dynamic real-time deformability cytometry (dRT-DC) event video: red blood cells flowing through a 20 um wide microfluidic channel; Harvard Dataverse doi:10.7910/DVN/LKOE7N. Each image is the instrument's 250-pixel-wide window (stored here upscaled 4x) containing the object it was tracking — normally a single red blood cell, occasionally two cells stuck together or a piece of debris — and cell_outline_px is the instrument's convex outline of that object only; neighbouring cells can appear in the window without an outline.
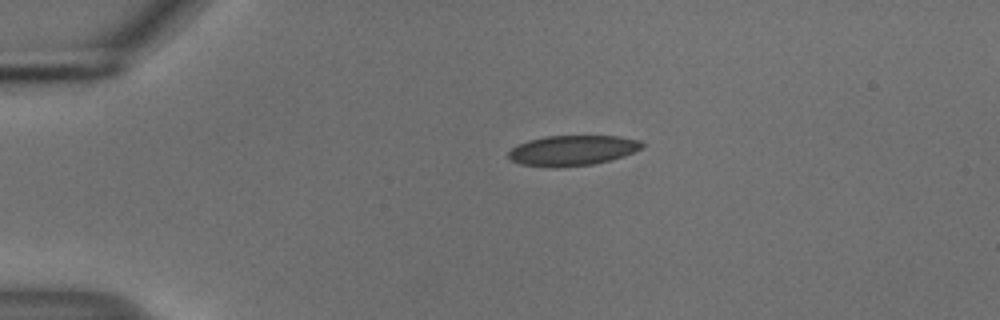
{"species": "common noctule bat (a hibernating species)", "species_latin": "Nyctalus noctula", "temperature_condition": "cold", "stored_images_in_passage": 43, "camera_frame_rate_fps": 3000, "um_per_image_px": 0.085, "animal": {"sex": "male", "body_mass_g": 18.8}, "frame": {"image": 1, "passage_image": 1, "time_ms": 0.0, "image_size_px": [1000, 320], "cell_outline_px": [[644, 148], [624, 156], [592, 164], [556, 168], [520, 164], [512, 160], [508, 156], [508, 152], [516, 144], [528, 140], [544, 136], [620, 136], [640, 140], [644, 144]], "centroid_in_image_um": [48.66, 12.78], "position_along_channel_um": 36.3, "area_um2": 23.7}}
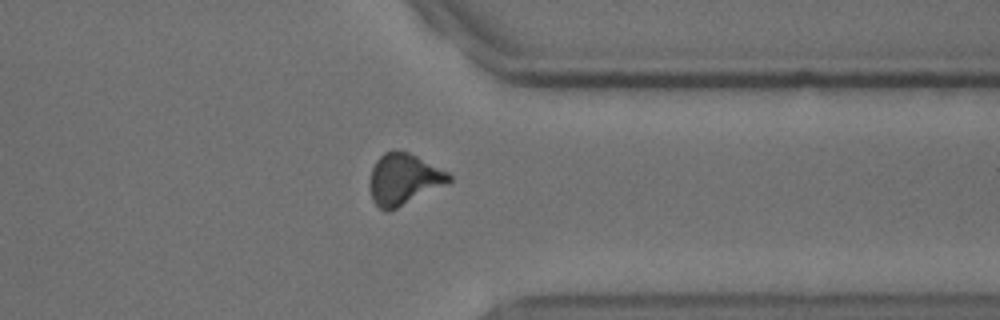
{"frame": {"image": 2, "passage_image": 32, "time_ms": 10.333, "image_size_px": [1000, 320], "cell_outline_px": [[452, 180], [448, 184], [388, 212], [384, 212], [372, 200], [368, 184], [372, 168], [376, 160], [384, 152], [408, 152], [448, 172], [452, 176]], "centroid_in_image_um": [34.3, 15.26], "position_along_channel_um": 377.1, "area_um2": 23.58}}
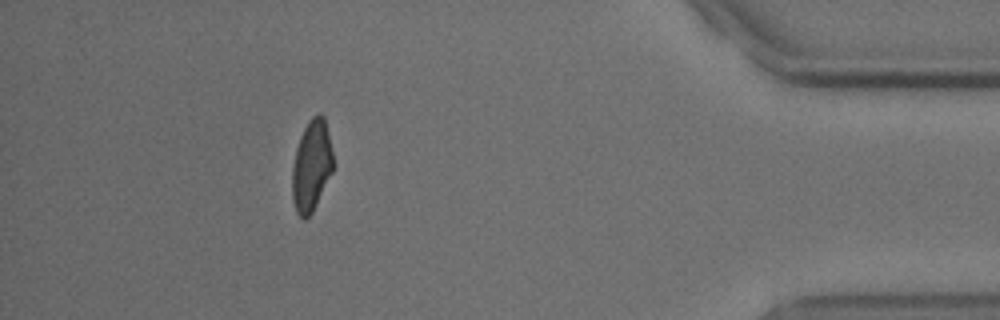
{"frame": {"image": 3, "passage_image": 38, "time_ms": 12.333, "image_size_px": [1000, 320], "cell_outline_px": [[336, 164], [312, 212], [304, 220], [296, 212], [292, 200], [292, 168], [296, 148], [300, 136], [308, 120], [312, 116], [320, 112], [324, 116]], "centroid_in_image_um": [26.49, 14.06], "position_along_channel_um": 408.7, "area_um2": 22.02}, "authors_computed_cell_mechanics": {"area_um2": 23.8714, "velocity_mm_per_s": 3.731, "shape_relaxation_time_tau1_ms": 5.8738, "shape_relaxation_time_tau2_ms": 1.5481, "deformation_change_tau1": 0.113, "deformation_change_tau2": 0.0753}}